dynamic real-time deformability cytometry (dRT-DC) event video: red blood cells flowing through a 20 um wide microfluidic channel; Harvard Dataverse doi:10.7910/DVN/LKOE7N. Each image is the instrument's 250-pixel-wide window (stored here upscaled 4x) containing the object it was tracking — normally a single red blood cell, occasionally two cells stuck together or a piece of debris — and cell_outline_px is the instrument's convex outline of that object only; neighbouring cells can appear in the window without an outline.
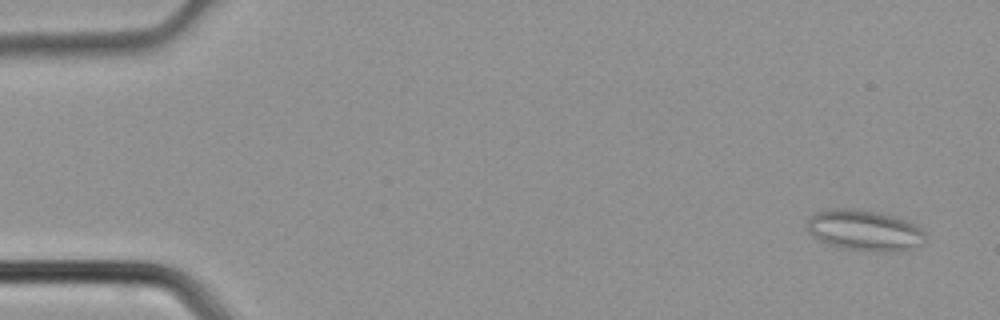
{"species": "common noctule bat (a hibernating species)", "species_latin": "Nyctalus noctula", "temperature_condition": "cold", "stored_images_in_passage": 3, "camera_frame_rate_fps": 3000, "um_per_image_px": 0.085, "animal": {"sex": "male", "body_mass_g": 21.5, "forearm_length_mm": 52.0}, "frame": {"image": 1, "passage_image": 1, "time_ms": 0.0, "image_size_px": [1000, 320], "cell_outline_px": [[924, 240], [920, 244], [908, 252], [876, 252], [840, 248], [828, 244], [812, 236], [808, 232], [808, 220], [816, 212], [832, 208], [856, 208], [896, 216], [916, 224], [924, 232]], "centroid_in_image_um": [73.51, 19.6], "position_along_channel_um": 11.5, "area_um2": 28.55}}
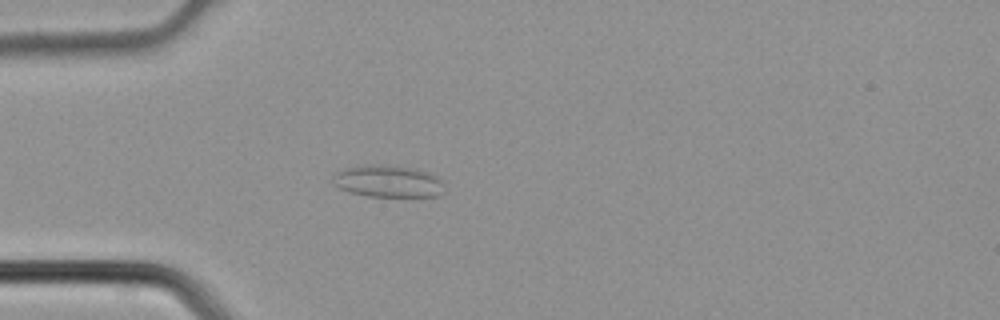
{"frame": {"image": 2, "passage_image": 3, "time_ms": 0.667, "image_size_px": [1000, 320], "cell_outline_px": [[444, 192], [440, 196], [368, 196], [352, 192], [340, 188], [332, 184], [332, 176], [336, 172], [344, 168], [372, 164], [384, 164], [416, 168], [428, 172], [436, 176], [444, 184]], "centroid_in_image_um": [32.99, 15.39], "position_along_channel_um": 52.0, "area_um2": 20.98}}